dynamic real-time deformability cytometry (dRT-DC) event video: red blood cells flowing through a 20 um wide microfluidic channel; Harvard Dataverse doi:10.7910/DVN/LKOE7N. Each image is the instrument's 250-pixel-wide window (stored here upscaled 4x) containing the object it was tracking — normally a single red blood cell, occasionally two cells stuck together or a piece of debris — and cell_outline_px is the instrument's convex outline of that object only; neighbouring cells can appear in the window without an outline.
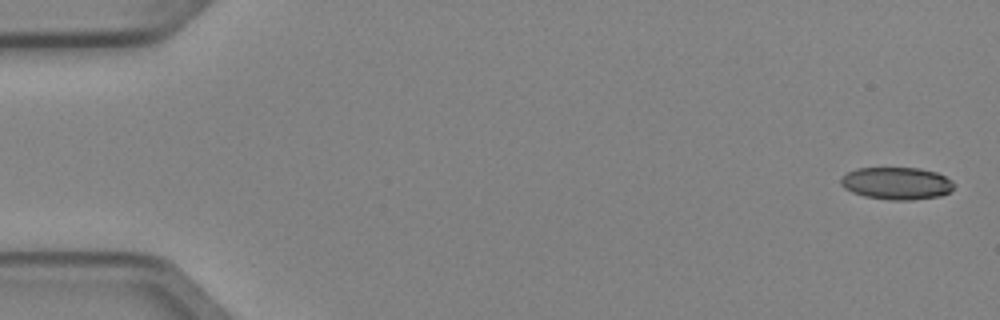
{"species": "Egyptian fruit bat (a non-hibernating species)", "species_latin": "Rousettus aegyptiacus", "temperature_condition": "cold", "stored_images_in_passage": 8, "camera_frame_rate_fps": 3000, "um_per_image_px": 0.085, "animal": {"sex": "female"}, "frame": {"image": 1, "passage_image": 1, "time_ms": 0.0, "image_size_px": [1000, 320], "cell_outline_px": [[956, 184], [948, 192], [940, 196], [912, 200], [892, 200], [864, 196], [852, 192], [844, 188], [840, 184], [840, 176], [856, 168], [920, 168], [936, 172], [952, 180]], "centroid_in_image_um": [76.2, 15.58], "position_along_channel_um": 8.8, "area_um2": 21.44}}
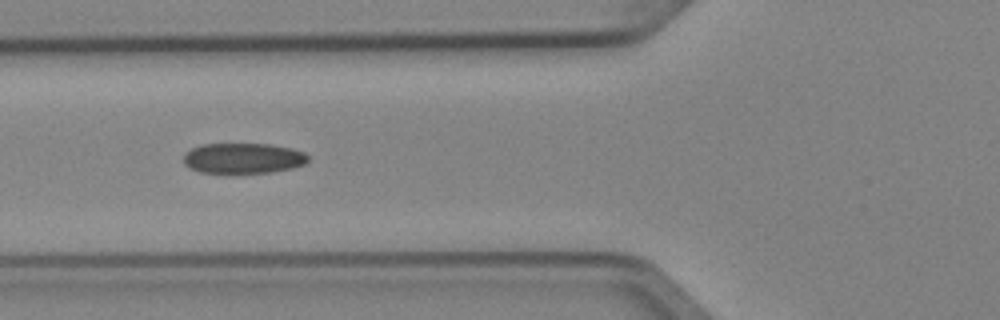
{"frame": {"image": 2, "passage_image": 6, "time_ms": 1.667, "image_size_px": [1000, 320], "cell_outline_px": [[308, 160], [304, 164], [292, 168], [272, 172], [236, 176], [200, 172], [188, 168], [184, 164], [184, 156], [192, 148], [200, 144], [272, 144], [292, 148], [304, 152], [308, 156]], "centroid_in_image_um": [20.65, 13.5], "position_along_channel_um": 105.1, "area_um2": 23.0}}